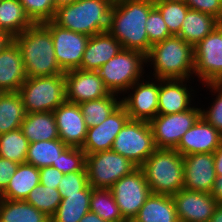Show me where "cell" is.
Segmentation results:
<instances>
[{
  "label": "cell",
  "mask_w": 222,
  "mask_h": 222,
  "mask_svg": "<svg viewBox=\"0 0 222 222\" xmlns=\"http://www.w3.org/2000/svg\"><path fill=\"white\" fill-rule=\"evenodd\" d=\"M79 222H106L94 212H87Z\"/></svg>",
  "instance_id": "48"
},
{
  "label": "cell",
  "mask_w": 222,
  "mask_h": 222,
  "mask_svg": "<svg viewBox=\"0 0 222 222\" xmlns=\"http://www.w3.org/2000/svg\"><path fill=\"white\" fill-rule=\"evenodd\" d=\"M29 141L21 128L0 135V157L23 164L26 161Z\"/></svg>",
  "instance_id": "35"
},
{
  "label": "cell",
  "mask_w": 222,
  "mask_h": 222,
  "mask_svg": "<svg viewBox=\"0 0 222 222\" xmlns=\"http://www.w3.org/2000/svg\"><path fill=\"white\" fill-rule=\"evenodd\" d=\"M5 32L0 30V50L11 40Z\"/></svg>",
  "instance_id": "50"
},
{
  "label": "cell",
  "mask_w": 222,
  "mask_h": 222,
  "mask_svg": "<svg viewBox=\"0 0 222 222\" xmlns=\"http://www.w3.org/2000/svg\"><path fill=\"white\" fill-rule=\"evenodd\" d=\"M19 2L33 24L54 19L56 9L53 0H19Z\"/></svg>",
  "instance_id": "38"
},
{
  "label": "cell",
  "mask_w": 222,
  "mask_h": 222,
  "mask_svg": "<svg viewBox=\"0 0 222 222\" xmlns=\"http://www.w3.org/2000/svg\"><path fill=\"white\" fill-rule=\"evenodd\" d=\"M25 115L19 92H3L0 96V135L21 128Z\"/></svg>",
  "instance_id": "30"
},
{
  "label": "cell",
  "mask_w": 222,
  "mask_h": 222,
  "mask_svg": "<svg viewBox=\"0 0 222 222\" xmlns=\"http://www.w3.org/2000/svg\"><path fill=\"white\" fill-rule=\"evenodd\" d=\"M89 185L86 167L82 171L64 174L60 180L58 191L61 197L84 190Z\"/></svg>",
  "instance_id": "42"
},
{
  "label": "cell",
  "mask_w": 222,
  "mask_h": 222,
  "mask_svg": "<svg viewBox=\"0 0 222 222\" xmlns=\"http://www.w3.org/2000/svg\"><path fill=\"white\" fill-rule=\"evenodd\" d=\"M86 171L92 188L110 189L122 177L138 168L131 160L112 150L86 155Z\"/></svg>",
  "instance_id": "9"
},
{
  "label": "cell",
  "mask_w": 222,
  "mask_h": 222,
  "mask_svg": "<svg viewBox=\"0 0 222 222\" xmlns=\"http://www.w3.org/2000/svg\"><path fill=\"white\" fill-rule=\"evenodd\" d=\"M64 78L68 102L80 104L110 94L97 71L71 70L64 73Z\"/></svg>",
  "instance_id": "15"
},
{
  "label": "cell",
  "mask_w": 222,
  "mask_h": 222,
  "mask_svg": "<svg viewBox=\"0 0 222 222\" xmlns=\"http://www.w3.org/2000/svg\"><path fill=\"white\" fill-rule=\"evenodd\" d=\"M59 139L68 147L82 148L87 127L79 104L65 101L53 111Z\"/></svg>",
  "instance_id": "19"
},
{
  "label": "cell",
  "mask_w": 222,
  "mask_h": 222,
  "mask_svg": "<svg viewBox=\"0 0 222 222\" xmlns=\"http://www.w3.org/2000/svg\"><path fill=\"white\" fill-rule=\"evenodd\" d=\"M184 185L189 191L211 193L216 172L213 153H195L183 156Z\"/></svg>",
  "instance_id": "18"
},
{
  "label": "cell",
  "mask_w": 222,
  "mask_h": 222,
  "mask_svg": "<svg viewBox=\"0 0 222 222\" xmlns=\"http://www.w3.org/2000/svg\"><path fill=\"white\" fill-rule=\"evenodd\" d=\"M22 53L26 77L64 74L56 61L50 30L43 24H32L13 38Z\"/></svg>",
  "instance_id": "2"
},
{
  "label": "cell",
  "mask_w": 222,
  "mask_h": 222,
  "mask_svg": "<svg viewBox=\"0 0 222 222\" xmlns=\"http://www.w3.org/2000/svg\"><path fill=\"white\" fill-rule=\"evenodd\" d=\"M202 85L222 83V23L194 46V77Z\"/></svg>",
  "instance_id": "11"
},
{
  "label": "cell",
  "mask_w": 222,
  "mask_h": 222,
  "mask_svg": "<svg viewBox=\"0 0 222 222\" xmlns=\"http://www.w3.org/2000/svg\"><path fill=\"white\" fill-rule=\"evenodd\" d=\"M213 154L216 176H222V140Z\"/></svg>",
  "instance_id": "47"
},
{
  "label": "cell",
  "mask_w": 222,
  "mask_h": 222,
  "mask_svg": "<svg viewBox=\"0 0 222 222\" xmlns=\"http://www.w3.org/2000/svg\"><path fill=\"white\" fill-rule=\"evenodd\" d=\"M21 130L29 143L59 139L53 112L26 113Z\"/></svg>",
  "instance_id": "25"
},
{
  "label": "cell",
  "mask_w": 222,
  "mask_h": 222,
  "mask_svg": "<svg viewBox=\"0 0 222 222\" xmlns=\"http://www.w3.org/2000/svg\"><path fill=\"white\" fill-rule=\"evenodd\" d=\"M204 86L216 97L212 98L213 103L208 105V108L201 107V116L222 134V83H210Z\"/></svg>",
  "instance_id": "39"
},
{
  "label": "cell",
  "mask_w": 222,
  "mask_h": 222,
  "mask_svg": "<svg viewBox=\"0 0 222 222\" xmlns=\"http://www.w3.org/2000/svg\"><path fill=\"white\" fill-rule=\"evenodd\" d=\"M90 211L106 222H127L120 212L111 189L92 188Z\"/></svg>",
  "instance_id": "34"
},
{
  "label": "cell",
  "mask_w": 222,
  "mask_h": 222,
  "mask_svg": "<svg viewBox=\"0 0 222 222\" xmlns=\"http://www.w3.org/2000/svg\"><path fill=\"white\" fill-rule=\"evenodd\" d=\"M154 7L161 13L171 35H179L182 21L190 9L185 2H154Z\"/></svg>",
  "instance_id": "37"
},
{
  "label": "cell",
  "mask_w": 222,
  "mask_h": 222,
  "mask_svg": "<svg viewBox=\"0 0 222 222\" xmlns=\"http://www.w3.org/2000/svg\"><path fill=\"white\" fill-rule=\"evenodd\" d=\"M40 172V183L43 186H47L53 189H58L60 180L64 176L62 172L53 166L42 167L39 169Z\"/></svg>",
  "instance_id": "44"
},
{
  "label": "cell",
  "mask_w": 222,
  "mask_h": 222,
  "mask_svg": "<svg viewBox=\"0 0 222 222\" xmlns=\"http://www.w3.org/2000/svg\"><path fill=\"white\" fill-rule=\"evenodd\" d=\"M132 222H179L173 197L151 193Z\"/></svg>",
  "instance_id": "24"
},
{
  "label": "cell",
  "mask_w": 222,
  "mask_h": 222,
  "mask_svg": "<svg viewBox=\"0 0 222 222\" xmlns=\"http://www.w3.org/2000/svg\"><path fill=\"white\" fill-rule=\"evenodd\" d=\"M110 189L127 222L133 221L144 202L151 195L150 187L140 167L119 179Z\"/></svg>",
  "instance_id": "12"
},
{
  "label": "cell",
  "mask_w": 222,
  "mask_h": 222,
  "mask_svg": "<svg viewBox=\"0 0 222 222\" xmlns=\"http://www.w3.org/2000/svg\"><path fill=\"white\" fill-rule=\"evenodd\" d=\"M145 24L148 40L151 45L172 36L162 18L161 13L156 8L149 13Z\"/></svg>",
  "instance_id": "41"
},
{
  "label": "cell",
  "mask_w": 222,
  "mask_h": 222,
  "mask_svg": "<svg viewBox=\"0 0 222 222\" xmlns=\"http://www.w3.org/2000/svg\"><path fill=\"white\" fill-rule=\"evenodd\" d=\"M192 10L217 18L222 23V0H184Z\"/></svg>",
  "instance_id": "43"
},
{
  "label": "cell",
  "mask_w": 222,
  "mask_h": 222,
  "mask_svg": "<svg viewBox=\"0 0 222 222\" xmlns=\"http://www.w3.org/2000/svg\"><path fill=\"white\" fill-rule=\"evenodd\" d=\"M153 2H172V1H180L184 2V0H152Z\"/></svg>",
  "instance_id": "52"
},
{
  "label": "cell",
  "mask_w": 222,
  "mask_h": 222,
  "mask_svg": "<svg viewBox=\"0 0 222 222\" xmlns=\"http://www.w3.org/2000/svg\"><path fill=\"white\" fill-rule=\"evenodd\" d=\"M198 104L175 114H158L149 123L157 149H176L183 135L201 117Z\"/></svg>",
  "instance_id": "10"
},
{
  "label": "cell",
  "mask_w": 222,
  "mask_h": 222,
  "mask_svg": "<svg viewBox=\"0 0 222 222\" xmlns=\"http://www.w3.org/2000/svg\"><path fill=\"white\" fill-rule=\"evenodd\" d=\"M149 76L146 74L147 80L143 77L136 81L126 91L128 95L121 98V104L131 120L150 122L158 115L159 79Z\"/></svg>",
  "instance_id": "14"
},
{
  "label": "cell",
  "mask_w": 222,
  "mask_h": 222,
  "mask_svg": "<svg viewBox=\"0 0 222 222\" xmlns=\"http://www.w3.org/2000/svg\"><path fill=\"white\" fill-rule=\"evenodd\" d=\"M221 140L222 134L201 116L183 135L175 150L182 156L214 153Z\"/></svg>",
  "instance_id": "21"
},
{
  "label": "cell",
  "mask_w": 222,
  "mask_h": 222,
  "mask_svg": "<svg viewBox=\"0 0 222 222\" xmlns=\"http://www.w3.org/2000/svg\"><path fill=\"white\" fill-rule=\"evenodd\" d=\"M43 24L50 30L56 61L63 72L80 69L89 36L60 27L53 20Z\"/></svg>",
  "instance_id": "13"
},
{
  "label": "cell",
  "mask_w": 222,
  "mask_h": 222,
  "mask_svg": "<svg viewBox=\"0 0 222 222\" xmlns=\"http://www.w3.org/2000/svg\"><path fill=\"white\" fill-rule=\"evenodd\" d=\"M144 67L146 56L142 52L122 49L97 72L110 93L123 96L136 81L146 76H143Z\"/></svg>",
  "instance_id": "6"
},
{
  "label": "cell",
  "mask_w": 222,
  "mask_h": 222,
  "mask_svg": "<svg viewBox=\"0 0 222 222\" xmlns=\"http://www.w3.org/2000/svg\"><path fill=\"white\" fill-rule=\"evenodd\" d=\"M122 49L120 42L108 31L95 34L89 37L80 69L84 71H97Z\"/></svg>",
  "instance_id": "23"
},
{
  "label": "cell",
  "mask_w": 222,
  "mask_h": 222,
  "mask_svg": "<svg viewBox=\"0 0 222 222\" xmlns=\"http://www.w3.org/2000/svg\"><path fill=\"white\" fill-rule=\"evenodd\" d=\"M77 0H53L55 9H58L59 7L70 5L74 3Z\"/></svg>",
  "instance_id": "51"
},
{
  "label": "cell",
  "mask_w": 222,
  "mask_h": 222,
  "mask_svg": "<svg viewBox=\"0 0 222 222\" xmlns=\"http://www.w3.org/2000/svg\"><path fill=\"white\" fill-rule=\"evenodd\" d=\"M92 187L88 185L84 190L65 194L55 214L50 218L51 222H79L90 211V198Z\"/></svg>",
  "instance_id": "28"
},
{
  "label": "cell",
  "mask_w": 222,
  "mask_h": 222,
  "mask_svg": "<svg viewBox=\"0 0 222 222\" xmlns=\"http://www.w3.org/2000/svg\"><path fill=\"white\" fill-rule=\"evenodd\" d=\"M114 0H77L56 9L53 21L60 27L89 37L108 31Z\"/></svg>",
  "instance_id": "4"
},
{
  "label": "cell",
  "mask_w": 222,
  "mask_h": 222,
  "mask_svg": "<svg viewBox=\"0 0 222 222\" xmlns=\"http://www.w3.org/2000/svg\"><path fill=\"white\" fill-rule=\"evenodd\" d=\"M129 119L125 107L121 104L101 124L87 128L81 149L86 155L111 150L114 139Z\"/></svg>",
  "instance_id": "16"
},
{
  "label": "cell",
  "mask_w": 222,
  "mask_h": 222,
  "mask_svg": "<svg viewBox=\"0 0 222 222\" xmlns=\"http://www.w3.org/2000/svg\"><path fill=\"white\" fill-rule=\"evenodd\" d=\"M26 78L22 53L11 39L0 50V89L3 92H18Z\"/></svg>",
  "instance_id": "22"
},
{
  "label": "cell",
  "mask_w": 222,
  "mask_h": 222,
  "mask_svg": "<svg viewBox=\"0 0 222 222\" xmlns=\"http://www.w3.org/2000/svg\"><path fill=\"white\" fill-rule=\"evenodd\" d=\"M182 22L178 36L193 46L221 24L217 18L192 9L187 11Z\"/></svg>",
  "instance_id": "27"
},
{
  "label": "cell",
  "mask_w": 222,
  "mask_h": 222,
  "mask_svg": "<svg viewBox=\"0 0 222 222\" xmlns=\"http://www.w3.org/2000/svg\"><path fill=\"white\" fill-rule=\"evenodd\" d=\"M211 195L218 204H222V176H216Z\"/></svg>",
  "instance_id": "46"
},
{
  "label": "cell",
  "mask_w": 222,
  "mask_h": 222,
  "mask_svg": "<svg viewBox=\"0 0 222 222\" xmlns=\"http://www.w3.org/2000/svg\"><path fill=\"white\" fill-rule=\"evenodd\" d=\"M67 147L60 139L30 143L25 163L39 169L52 166Z\"/></svg>",
  "instance_id": "33"
},
{
  "label": "cell",
  "mask_w": 222,
  "mask_h": 222,
  "mask_svg": "<svg viewBox=\"0 0 222 222\" xmlns=\"http://www.w3.org/2000/svg\"><path fill=\"white\" fill-rule=\"evenodd\" d=\"M140 168L152 194L173 196L183 189L184 160L175 149H156Z\"/></svg>",
  "instance_id": "5"
},
{
  "label": "cell",
  "mask_w": 222,
  "mask_h": 222,
  "mask_svg": "<svg viewBox=\"0 0 222 222\" xmlns=\"http://www.w3.org/2000/svg\"><path fill=\"white\" fill-rule=\"evenodd\" d=\"M172 197L179 222H209L218 205L211 193L181 189Z\"/></svg>",
  "instance_id": "17"
},
{
  "label": "cell",
  "mask_w": 222,
  "mask_h": 222,
  "mask_svg": "<svg viewBox=\"0 0 222 222\" xmlns=\"http://www.w3.org/2000/svg\"><path fill=\"white\" fill-rule=\"evenodd\" d=\"M18 165L14 161L0 157V194L6 189Z\"/></svg>",
  "instance_id": "45"
},
{
  "label": "cell",
  "mask_w": 222,
  "mask_h": 222,
  "mask_svg": "<svg viewBox=\"0 0 222 222\" xmlns=\"http://www.w3.org/2000/svg\"><path fill=\"white\" fill-rule=\"evenodd\" d=\"M61 200L62 197L58 189L43 186L41 183L34 187L25 199V201L50 218L55 214Z\"/></svg>",
  "instance_id": "36"
},
{
  "label": "cell",
  "mask_w": 222,
  "mask_h": 222,
  "mask_svg": "<svg viewBox=\"0 0 222 222\" xmlns=\"http://www.w3.org/2000/svg\"><path fill=\"white\" fill-rule=\"evenodd\" d=\"M154 8L152 0H114L108 32L120 42L123 49L137 50L146 56L152 45L145 23Z\"/></svg>",
  "instance_id": "1"
},
{
  "label": "cell",
  "mask_w": 222,
  "mask_h": 222,
  "mask_svg": "<svg viewBox=\"0 0 222 222\" xmlns=\"http://www.w3.org/2000/svg\"><path fill=\"white\" fill-rule=\"evenodd\" d=\"M0 222H51L50 217L25 200L0 198Z\"/></svg>",
  "instance_id": "31"
},
{
  "label": "cell",
  "mask_w": 222,
  "mask_h": 222,
  "mask_svg": "<svg viewBox=\"0 0 222 222\" xmlns=\"http://www.w3.org/2000/svg\"><path fill=\"white\" fill-rule=\"evenodd\" d=\"M18 92L26 113L53 112L66 101L64 74L27 77Z\"/></svg>",
  "instance_id": "7"
},
{
  "label": "cell",
  "mask_w": 222,
  "mask_h": 222,
  "mask_svg": "<svg viewBox=\"0 0 222 222\" xmlns=\"http://www.w3.org/2000/svg\"><path fill=\"white\" fill-rule=\"evenodd\" d=\"M209 222H222V204H218Z\"/></svg>",
  "instance_id": "49"
},
{
  "label": "cell",
  "mask_w": 222,
  "mask_h": 222,
  "mask_svg": "<svg viewBox=\"0 0 222 222\" xmlns=\"http://www.w3.org/2000/svg\"><path fill=\"white\" fill-rule=\"evenodd\" d=\"M52 166L63 174L82 171L86 166V154L78 147H67Z\"/></svg>",
  "instance_id": "40"
},
{
  "label": "cell",
  "mask_w": 222,
  "mask_h": 222,
  "mask_svg": "<svg viewBox=\"0 0 222 222\" xmlns=\"http://www.w3.org/2000/svg\"><path fill=\"white\" fill-rule=\"evenodd\" d=\"M146 65L153 66L150 77L158 79H192L194 75V46L180 36L172 35L153 44L146 55Z\"/></svg>",
  "instance_id": "3"
},
{
  "label": "cell",
  "mask_w": 222,
  "mask_h": 222,
  "mask_svg": "<svg viewBox=\"0 0 222 222\" xmlns=\"http://www.w3.org/2000/svg\"><path fill=\"white\" fill-rule=\"evenodd\" d=\"M156 149L150 123L129 119L114 139L111 150L140 167Z\"/></svg>",
  "instance_id": "8"
},
{
  "label": "cell",
  "mask_w": 222,
  "mask_h": 222,
  "mask_svg": "<svg viewBox=\"0 0 222 222\" xmlns=\"http://www.w3.org/2000/svg\"><path fill=\"white\" fill-rule=\"evenodd\" d=\"M120 105L121 97L114 93L79 104L87 128L101 124Z\"/></svg>",
  "instance_id": "32"
},
{
  "label": "cell",
  "mask_w": 222,
  "mask_h": 222,
  "mask_svg": "<svg viewBox=\"0 0 222 222\" xmlns=\"http://www.w3.org/2000/svg\"><path fill=\"white\" fill-rule=\"evenodd\" d=\"M188 80L192 79H159L158 114L180 113L194 105L196 92Z\"/></svg>",
  "instance_id": "20"
},
{
  "label": "cell",
  "mask_w": 222,
  "mask_h": 222,
  "mask_svg": "<svg viewBox=\"0 0 222 222\" xmlns=\"http://www.w3.org/2000/svg\"><path fill=\"white\" fill-rule=\"evenodd\" d=\"M32 24L19 0H0V30L10 38L20 35Z\"/></svg>",
  "instance_id": "29"
},
{
  "label": "cell",
  "mask_w": 222,
  "mask_h": 222,
  "mask_svg": "<svg viewBox=\"0 0 222 222\" xmlns=\"http://www.w3.org/2000/svg\"><path fill=\"white\" fill-rule=\"evenodd\" d=\"M39 168L28 163L19 164L0 198L25 200L30 191L40 183Z\"/></svg>",
  "instance_id": "26"
}]
</instances>
